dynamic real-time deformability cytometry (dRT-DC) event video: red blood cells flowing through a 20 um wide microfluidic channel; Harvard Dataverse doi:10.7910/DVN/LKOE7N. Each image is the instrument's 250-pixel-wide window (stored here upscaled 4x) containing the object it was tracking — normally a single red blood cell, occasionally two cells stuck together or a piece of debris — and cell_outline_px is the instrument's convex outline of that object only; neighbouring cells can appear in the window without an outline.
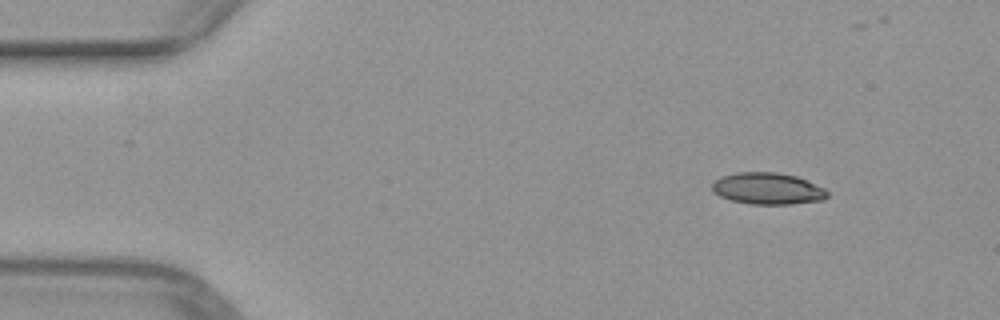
{"species": "common noctule bat (a hibernating species)", "species_latin": "Nyctalus noctula", "temperature_condition": "warm", "stored_images_in_passage": 11, "camera_frame_rate_fps": 3000, "um_per_image_px": 0.085, "animal": {"sex": "female", "body_mass_g": 29.2, "forearm_length_mm": 56.3}, "frame": {"image": 1, "passage_image": 1, "time_ms": 0.0, "image_size_px": [1000, 320], "cell_outline_px": [[828, 196], [824, 200], [792, 204], [752, 204], [732, 200], [720, 196], [712, 192], [712, 184], [716, 180], [724, 176], [736, 172], [776, 172], [796, 176], [824, 188], [828, 192]], "centroid_in_image_um": [65.26, 16.03], "position_along_channel_um": 19.7, "area_um2": 21.15}}